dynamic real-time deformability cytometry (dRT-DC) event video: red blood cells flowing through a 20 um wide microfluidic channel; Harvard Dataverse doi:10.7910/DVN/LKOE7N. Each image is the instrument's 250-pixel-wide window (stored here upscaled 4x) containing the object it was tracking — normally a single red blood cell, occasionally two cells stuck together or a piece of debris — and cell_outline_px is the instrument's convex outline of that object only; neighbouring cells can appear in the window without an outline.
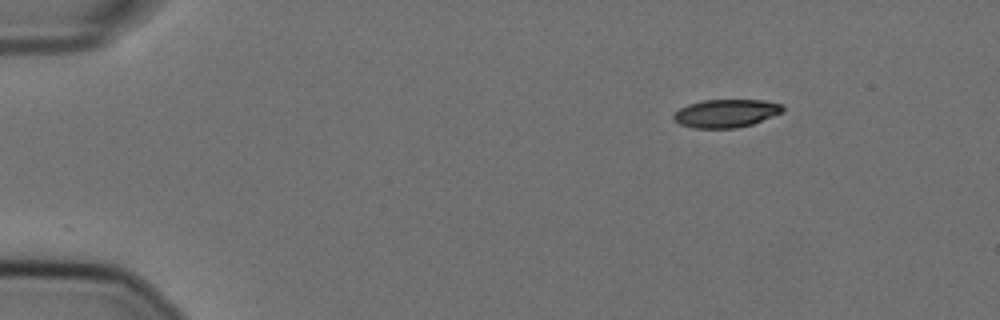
{"species": "Egyptian fruit bat (a non-hibernating species)", "species_latin": "Rousettus aegyptiacus", "temperature_condition": "cold", "stored_images_in_passage": 9, "camera_frame_rate_fps": 3000, "um_per_image_px": 0.085, "animal": {"sex": "female"}, "frame": {"image": 1, "passage_image": 1, "time_ms": 0.0, "image_size_px": [1000, 320], "cell_outline_px": [[784, 112], [752, 124], [736, 128], [692, 128], [680, 124], [672, 120], [672, 116], [680, 108], [688, 104], [704, 100], [764, 100], [784, 104]], "centroid_in_image_um": [61.73, 9.63], "position_along_channel_um": 23.3, "area_um2": 18.03}}